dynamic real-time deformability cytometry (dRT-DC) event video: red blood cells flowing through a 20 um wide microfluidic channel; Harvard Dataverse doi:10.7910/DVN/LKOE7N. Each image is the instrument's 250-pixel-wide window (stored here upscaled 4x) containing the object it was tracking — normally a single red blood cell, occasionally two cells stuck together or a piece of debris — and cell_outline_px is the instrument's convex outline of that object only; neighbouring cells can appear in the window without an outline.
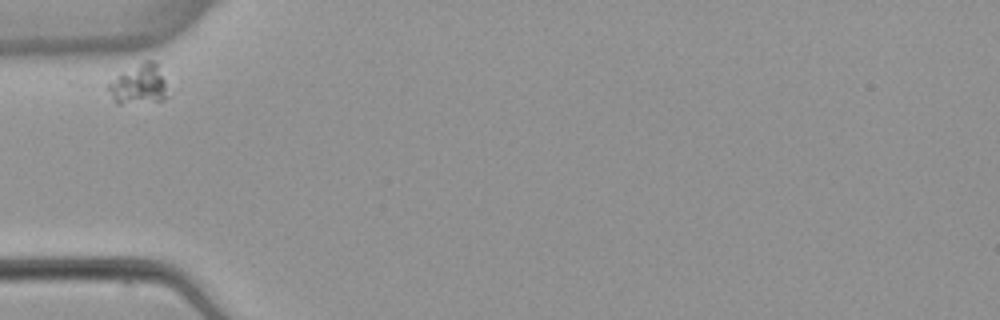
{"species": "common noctule bat (a hibernating species)", "species_latin": "Nyctalus noctula", "temperature_condition": "warm", "stored_images_in_passage": 1, "camera_frame_rate_fps": 3000, "um_per_image_px": 0.085, "animal": {"sex": "female", "body_mass_g": 22.7, "forearm_length_mm": 54.2}, "frame": {"image": 1, "passage_image": 1, "time_ms": 0.0, "image_size_px": [1000, 320], "cell_outline_px": [[164, 100], [120, 104], [116, 104], [112, 100], [108, 88], [108, 84], [120, 72], [144, 60], [152, 60], [156, 64], [164, 80]], "centroid_in_image_um": [11.72, 7.17], "position_along_channel_um": 73.3, "area_um2": 13.47}}